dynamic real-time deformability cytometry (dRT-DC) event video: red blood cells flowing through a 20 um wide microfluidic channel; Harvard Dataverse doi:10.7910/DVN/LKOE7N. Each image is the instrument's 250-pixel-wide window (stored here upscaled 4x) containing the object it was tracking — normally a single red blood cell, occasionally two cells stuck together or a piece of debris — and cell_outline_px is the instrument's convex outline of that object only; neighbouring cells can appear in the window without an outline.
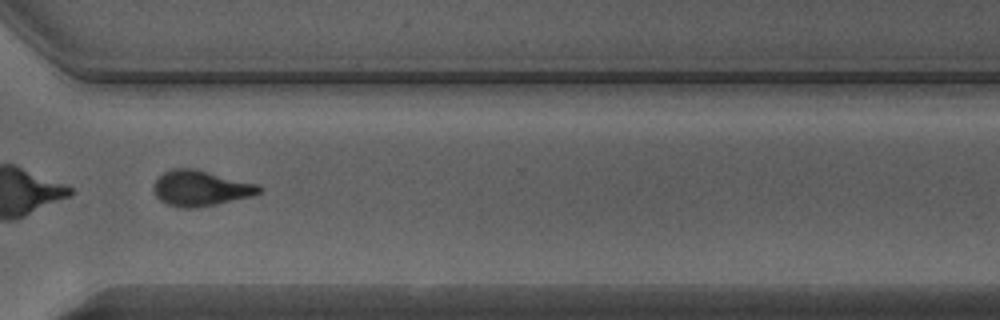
{"species": "Egyptian fruit bat (a non-hibernating species)", "species_latin": "Rousettus aegyptiacus", "temperature_condition": "warm", "stored_images_in_passage": 38, "camera_frame_rate_fps": 3000, "um_per_image_px": 0.085, "animal": {"sex": "male"}, "frame": {"image": 1, "passage_image": 27, "time_ms": 8.667, "image_size_px": [1000, 320], "cell_outline_px": [[264, 188], [260, 192], [252, 196], [216, 204], [196, 208], [184, 208], [168, 204], [160, 200], [156, 196], [152, 188], [156, 180], [164, 172], [172, 168], [196, 168], [260, 184]], "centroid_in_image_um": [17.09, 15.98], "position_along_channel_um": 353.5, "area_um2": 22.08}}